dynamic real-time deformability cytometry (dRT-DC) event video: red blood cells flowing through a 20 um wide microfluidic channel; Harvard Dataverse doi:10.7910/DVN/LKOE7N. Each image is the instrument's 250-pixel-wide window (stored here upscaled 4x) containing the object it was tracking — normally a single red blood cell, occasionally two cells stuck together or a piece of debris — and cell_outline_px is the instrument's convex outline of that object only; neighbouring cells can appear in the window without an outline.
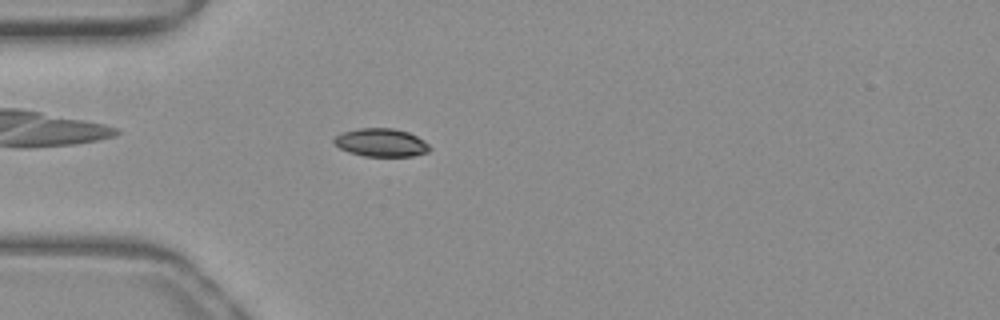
{"species": "common noctule bat (a hibernating species)", "species_latin": "Nyctalus noctula", "temperature_condition": "warm", "stored_images_in_passage": 35, "camera_frame_rate_fps": 3000, "um_per_image_px": 0.085, "animal": {"sex": "female", "body_mass_g": 19.3, "forearm_length_mm": 54.1}, "frame": {"image": 1, "passage_image": 1, "time_ms": 0.0, "image_size_px": [1000, 320], "cell_outline_px": [[432, 148], [428, 152], [412, 156], [364, 156], [348, 152], [340, 148], [332, 140], [336, 136], [344, 132], [360, 128], [392, 128], [408, 132], [424, 140]], "centroid_in_image_um": [32.42, 12.12], "position_along_channel_um": 52.6, "area_um2": 15.61}}
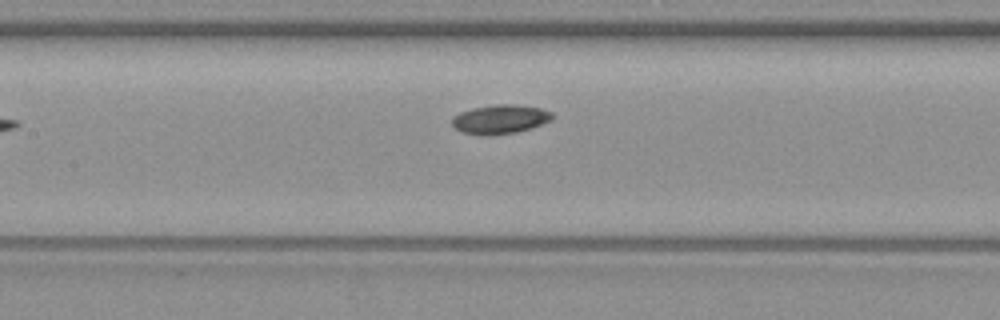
{"frame": {"image": 2, "passage_image": 11, "time_ms": 3.333, "image_size_px": [1000, 320], "cell_outline_px": [[552, 120], [532, 128], [516, 132], [488, 136], [484, 136], [460, 132], [452, 124], [452, 116], [460, 112], [472, 108], [496, 104], [516, 104], [540, 108], [552, 112]], "centroid_in_image_um": [42.49, 10.14], "position_along_channel_um": 164.9, "area_um2": 17.17}}
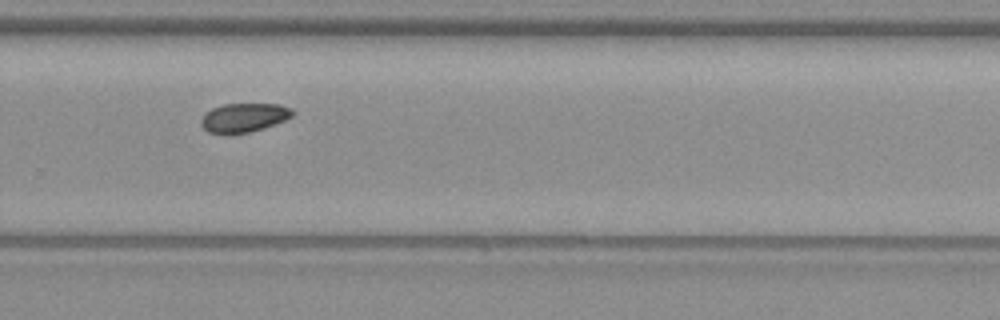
{"frame": {"image": 3, "passage_image": 22, "time_ms": 7.0, "image_size_px": [1000, 320], "cell_outline_px": [[296, 112], [292, 116], [284, 120], [264, 128], [248, 132], [224, 136], [208, 132], [200, 124], [200, 120], [212, 108], [220, 104], [280, 104], [292, 108]], "centroid_in_image_um": [20.72, 10.01], "position_along_channel_um": 309.1, "area_um2": 15.72}}